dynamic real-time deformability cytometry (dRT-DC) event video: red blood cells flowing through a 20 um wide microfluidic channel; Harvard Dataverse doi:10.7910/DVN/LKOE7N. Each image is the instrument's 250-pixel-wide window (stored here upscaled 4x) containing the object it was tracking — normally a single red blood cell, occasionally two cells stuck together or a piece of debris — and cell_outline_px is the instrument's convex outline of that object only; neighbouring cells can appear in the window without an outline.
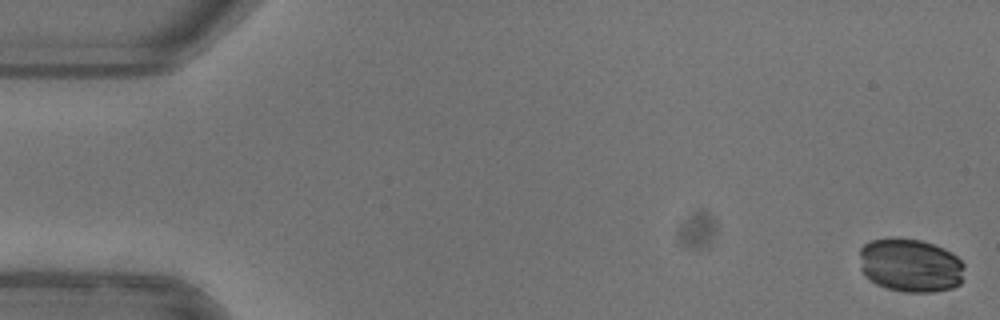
{"species": "common noctule bat (a hibernating species)", "species_latin": "Nyctalus noctula", "temperature_condition": "warm", "stored_images_in_passage": 23, "camera_frame_rate_fps": 3000, "um_per_image_px": 0.085, "animal": {"sex": "female"}, "frame": {"image": 1, "passage_image": 1, "time_ms": 0.0, "image_size_px": [1000, 320], "cell_outline_px": [[964, 268], [960, 284], [952, 288], [932, 292], [904, 292], [888, 288], [876, 284], [864, 276], [860, 268], [860, 248], [864, 244], [872, 240], [892, 236], [896, 236], [920, 240], [944, 248], [956, 256], [964, 264]], "centroid_in_image_um": [77.35, 22.54], "position_along_channel_um": 7.6, "area_um2": 33.18}}
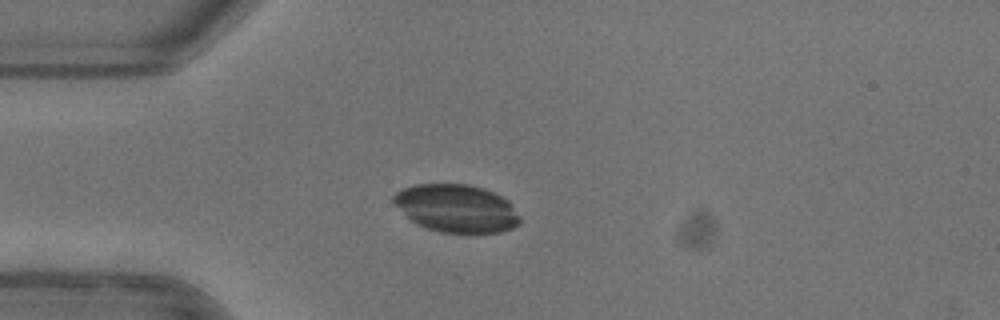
{"frame": {"image": 2, "passage_image": 14, "time_ms": 4.333, "image_size_px": [1000, 320], "cell_outline_px": [[520, 224], [512, 228], [500, 232], [440, 232], [416, 224], [392, 200], [392, 196], [396, 192], [404, 188], [416, 184], [468, 184], [484, 188], [508, 200], [512, 204], [520, 216]], "centroid_in_image_um": [38.83, 17.7], "position_along_channel_um": 46.2, "area_um2": 34.91}}